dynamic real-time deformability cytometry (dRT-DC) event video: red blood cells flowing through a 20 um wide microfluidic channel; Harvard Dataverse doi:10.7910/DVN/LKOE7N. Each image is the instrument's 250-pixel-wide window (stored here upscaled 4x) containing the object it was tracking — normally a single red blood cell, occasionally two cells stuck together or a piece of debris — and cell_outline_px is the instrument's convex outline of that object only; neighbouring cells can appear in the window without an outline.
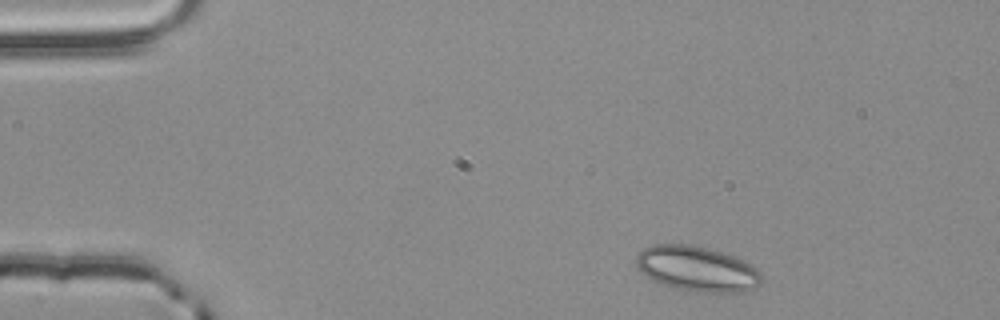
{"species": "common noctule bat (a hibernating species)", "species_latin": "Nyctalus noctula", "temperature_condition": "room temperature", "stored_images_in_passage": 3, "camera_frame_rate_fps": 3000, "um_per_image_px": 0.085, "animal": {"sex": "male", "body_mass_g": 20.4}, "frame": {"image": 1, "passage_image": 1, "time_ms": 0.0, "image_size_px": [1000, 320], "cell_outline_px": [[760, 284], [756, 288], [744, 292], [696, 292], [672, 288], [660, 284], [652, 280], [640, 272], [636, 268], [636, 256], [644, 248], [652, 244], [688, 244], [708, 248], [744, 260], [752, 264], [760, 272]], "centroid_in_image_um": [59.22, 22.86], "position_along_channel_um": 25.8, "area_um2": 33.29}}